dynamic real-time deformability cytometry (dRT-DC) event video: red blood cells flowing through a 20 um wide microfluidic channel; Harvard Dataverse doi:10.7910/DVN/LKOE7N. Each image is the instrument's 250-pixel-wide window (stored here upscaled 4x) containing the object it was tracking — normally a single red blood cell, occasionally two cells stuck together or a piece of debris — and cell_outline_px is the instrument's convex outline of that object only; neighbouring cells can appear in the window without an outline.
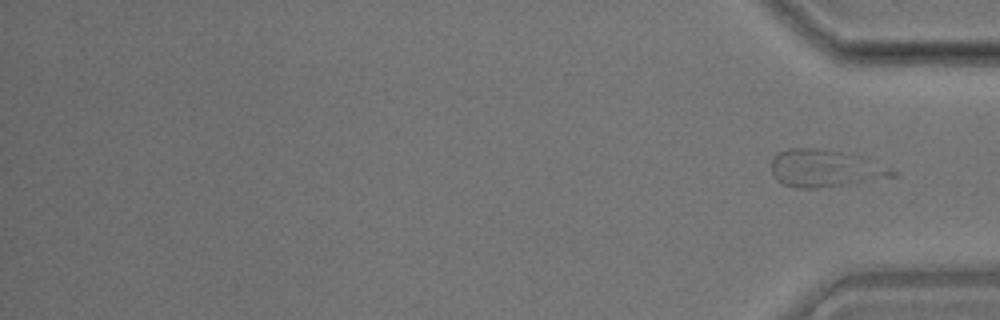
{"species": "common noctule bat (a hibernating species)", "species_latin": "Nyctalus noctula", "temperature_condition": "room temperature", "stored_images_in_passage": 28, "segment_of_instrument_passage": [2, 2], "camera_frame_rate_fps": 3000, "um_per_image_px": 0.085, "animal": {"sex": "male", "body_mass_g": 17.9}, "frame": {"image": 1, "passage_image": 28, "time_ms": 9.0, "image_size_px": [1000, 320], "cell_outline_px": [[900, 176], [848, 184], [816, 188], [800, 188], [784, 184], [776, 180], [772, 176], [772, 160], [780, 152], [788, 148], [824, 148], [840, 152], [900, 172]], "centroid_in_image_um": [70.09, 14.33], "position_along_channel_um": 365.1, "area_um2": 25.78}}